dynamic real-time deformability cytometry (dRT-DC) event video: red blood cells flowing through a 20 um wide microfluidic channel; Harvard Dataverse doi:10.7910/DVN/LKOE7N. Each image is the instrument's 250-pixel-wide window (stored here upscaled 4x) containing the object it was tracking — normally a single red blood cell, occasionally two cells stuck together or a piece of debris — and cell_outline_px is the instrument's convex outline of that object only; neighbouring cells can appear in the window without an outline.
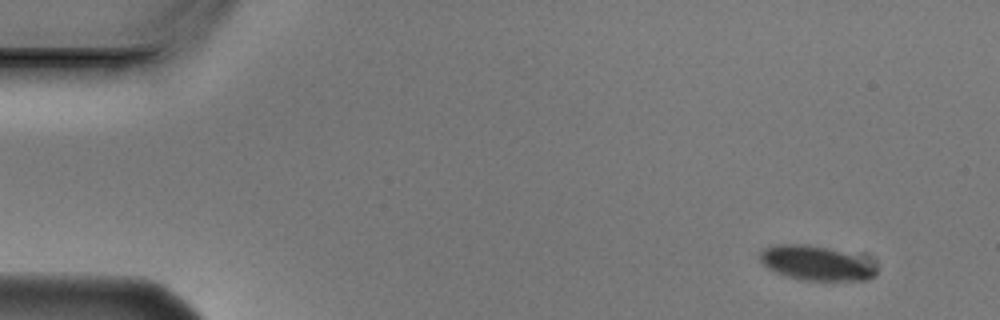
{"species": "Egyptian fruit bat (a non-hibernating species)", "species_latin": "Rousettus aegyptiacus", "temperature_condition": "cold", "stored_images_in_passage": 4, "camera_frame_rate_fps": 3000, "um_per_image_px": 0.085, "animal": {"sex": "male"}, "frame": {"image": 1, "passage_image": 1, "time_ms": 0.0, "image_size_px": [1000, 320], "cell_outline_px": [[876, 272], [868, 280], [804, 280], [788, 276], [776, 272], [768, 268], [760, 260], [760, 252], [764, 248], [776, 244], [804, 244], [868, 256], [876, 268]], "centroid_in_image_um": [69.43, 22.35], "position_along_channel_um": 15.6, "area_um2": 23.52}}
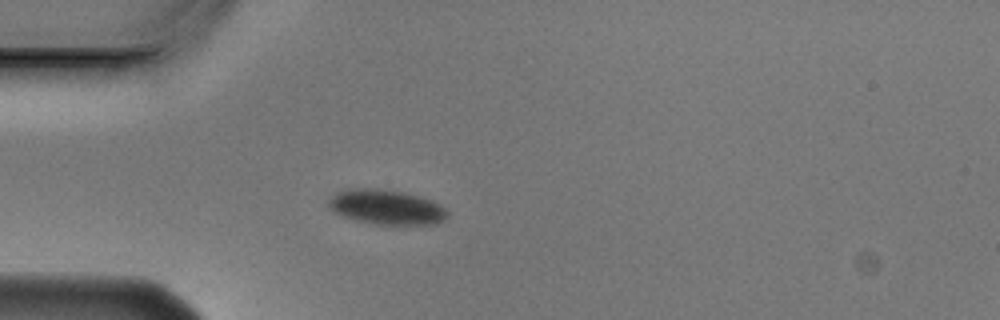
{"frame": {"image": 2, "passage_image": 4, "time_ms": 1.0, "image_size_px": [1000, 320], "cell_outline_px": [[448, 216], [444, 220], [436, 224], [376, 224], [356, 220], [332, 212], [328, 208], [328, 200], [332, 196], [348, 188], [376, 188], [404, 192], [432, 200], [444, 208], [448, 212]], "centroid_in_image_um": [32.83, 17.6], "position_along_channel_um": 52.2, "area_um2": 24.04}}